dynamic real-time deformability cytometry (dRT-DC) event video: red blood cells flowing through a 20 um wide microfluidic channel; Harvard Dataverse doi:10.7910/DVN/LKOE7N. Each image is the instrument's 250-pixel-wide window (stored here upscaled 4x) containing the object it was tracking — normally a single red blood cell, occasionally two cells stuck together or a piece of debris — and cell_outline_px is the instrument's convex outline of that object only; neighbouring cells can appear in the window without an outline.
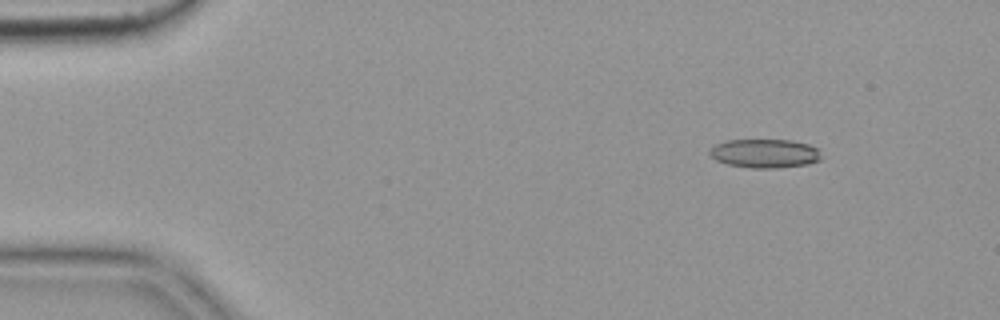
{"species": "common noctule bat (a hibernating species)", "species_latin": "Nyctalus noctula", "temperature_condition": "cold", "stored_images_in_passage": 5, "camera_frame_rate_fps": 3000, "um_per_image_px": 0.085, "animal": {"sex": "female", "body_mass_g": 19.9}, "frame": {"image": 1, "passage_image": 2, "time_ms": 0.333, "image_size_px": [1000, 320], "cell_outline_px": [[820, 160], [808, 164], [776, 168], [752, 168], [728, 164], [716, 160], [708, 152], [716, 144], [728, 140], [792, 140], [808, 144], [820, 148]], "centroid_in_image_um": [65.05, 13.04], "position_along_channel_um": 20.0, "area_um2": 18.73}}